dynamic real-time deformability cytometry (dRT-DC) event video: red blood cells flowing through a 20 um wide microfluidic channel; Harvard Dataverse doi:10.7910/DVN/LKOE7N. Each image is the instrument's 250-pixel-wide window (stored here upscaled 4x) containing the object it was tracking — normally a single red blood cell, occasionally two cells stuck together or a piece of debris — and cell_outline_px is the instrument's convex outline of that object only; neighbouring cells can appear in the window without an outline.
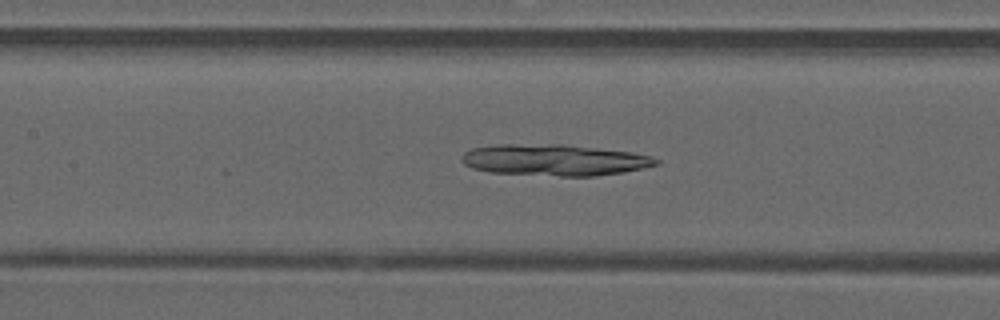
{"species": "common noctule bat (a hibernating species)", "species_latin": "Nyctalus noctula", "temperature_condition": "warm", "stored_images_in_passage": 50, "camera_frame_rate_fps": 3000, "um_per_image_px": 0.085, "animal": {"sex": "male", "forearm_length_mm": 52.5}, "frame": {"image": 1, "passage_image": 23, "time_ms": 7.333, "image_size_px": [1000, 320], "cell_outline_px": [[660, 164], [644, 168], [624, 172], [596, 176], [560, 176], [488, 172], [472, 168], [464, 164], [460, 160], [460, 156], [464, 152], [472, 148], [500, 144], [564, 144], [632, 152], [648, 156], [660, 160]], "centroid_in_image_um": [47.11, 13.6], "position_along_channel_um": 160.3, "area_um2": 35.72}}
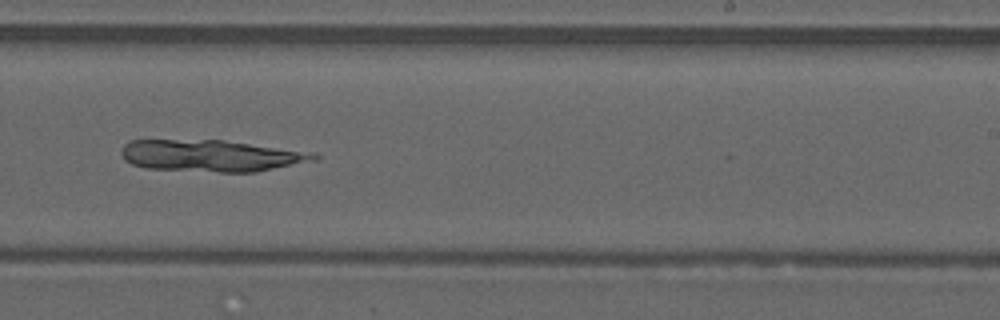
{"frame": {"image": 2, "passage_image": 31, "time_ms": 10.0, "image_size_px": [1000, 320], "cell_outline_px": [[320, 156], [316, 160], [256, 172], [220, 172], [148, 168], [132, 164], [124, 160], [120, 152], [124, 144], [128, 140], [224, 140], [316, 152]], "centroid_in_image_um": [17.98, 13.23], "position_along_channel_um": 271.0, "area_um2": 35.78}}
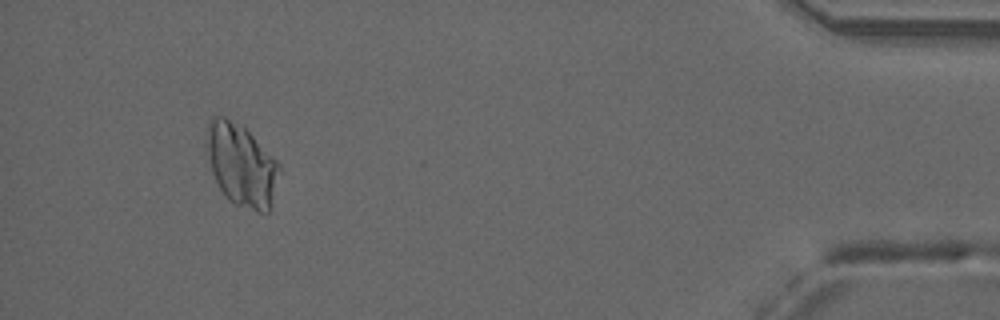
{"frame": {"image": 3, "passage_image": 46, "time_ms": 15.0, "image_size_px": [1000, 320], "cell_outline_px": [[280, 172], [272, 208], [268, 212], [256, 212], [236, 204], [228, 200], [224, 196], [212, 172], [204, 144], [208, 124], [212, 116], [224, 116], [244, 124], [280, 164]], "centroid_in_image_um": [20.53, 14.0], "position_along_channel_um": 414.7, "area_um2": 35.78}}